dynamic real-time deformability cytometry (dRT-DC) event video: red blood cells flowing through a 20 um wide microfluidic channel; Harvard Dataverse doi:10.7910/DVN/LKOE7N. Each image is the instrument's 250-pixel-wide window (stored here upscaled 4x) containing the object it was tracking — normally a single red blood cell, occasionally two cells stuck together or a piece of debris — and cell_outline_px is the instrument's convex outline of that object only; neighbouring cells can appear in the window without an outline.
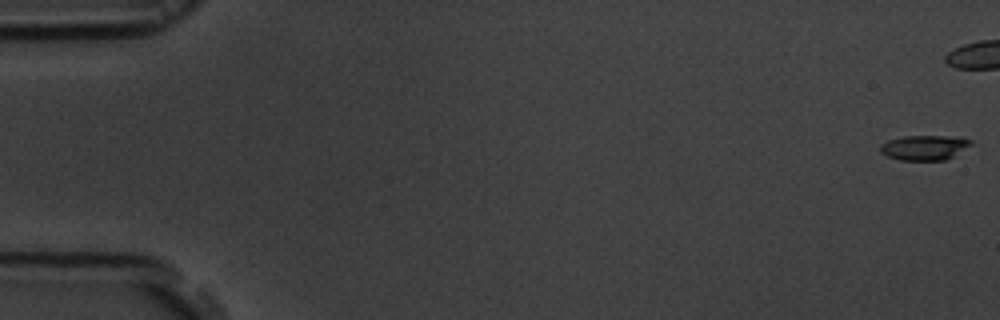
{"species": "common noctule bat (a hibernating species)", "species_latin": "Nyctalus noctula", "temperature_condition": "room temperature", "stored_images_in_passage": 45, "camera_frame_rate_fps": 3000, "um_per_image_px": 0.085, "animal": {"sex": "male", "body_mass_g": 19.5, "forearm_length_mm": 54.6}, "frame": {"image": 1, "passage_image": 1, "time_ms": 0.0, "image_size_px": [1000, 320], "cell_outline_px": [[972, 144], [952, 156], [944, 160], [900, 160], [888, 156], [880, 152], [880, 144], [888, 140], [904, 136], [964, 136], [972, 140]], "centroid_in_image_um": [78.58, 12.52], "position_along_channel_um": 6.4, "area_um2": 13.18}}
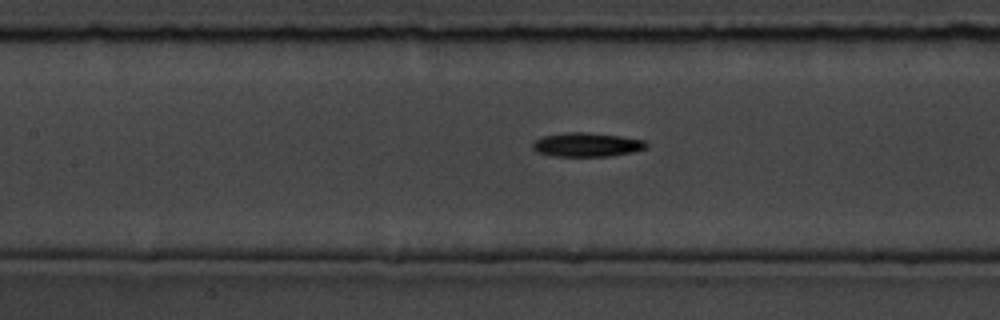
{"frame": {"image": 2, "passage_image": 26, "time_ms": 8.333, "image_size_px": [1000, 320], "cell_outline_px": [[648, 144], [644, 148], [632, 152], [612, 156], [556, 156], [536, 152], [532, 148], [532, 144], [536, 140], [544, 136], [568, 132], [588, 132], [620, 136], [644, 140]], "centroid_in_image_um": [49.87, 12.3], "position_along_channel_um": 157.5, "area_um2": 15.78}}
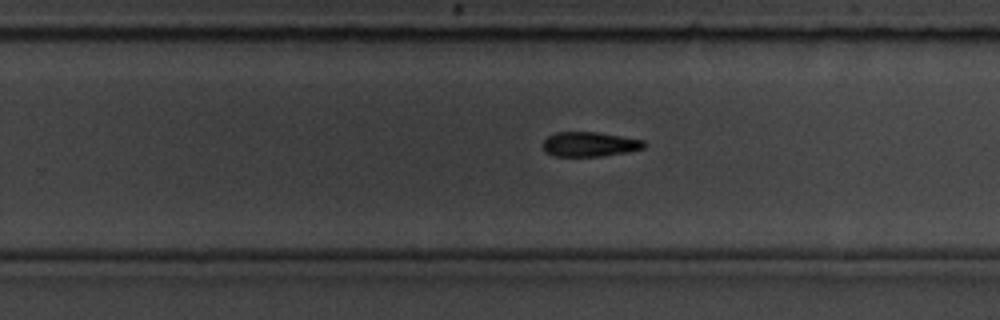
{"frame": {"image": 3, "passage_image": 36, "time_ms": 11.667, "image_size_px": [1000, 320], "cell_outline_px": [[648, 144], [644, 148], [624, 152], [600, 156], [552, 156], [544, 152], [544, 140], [548, 136], [556, 132], [596, 132], [644, 140]], "centroid_in_image_um": [50.1, 12.26], "position_along_channel_um": 279.7, "area_um2": 14.45}}